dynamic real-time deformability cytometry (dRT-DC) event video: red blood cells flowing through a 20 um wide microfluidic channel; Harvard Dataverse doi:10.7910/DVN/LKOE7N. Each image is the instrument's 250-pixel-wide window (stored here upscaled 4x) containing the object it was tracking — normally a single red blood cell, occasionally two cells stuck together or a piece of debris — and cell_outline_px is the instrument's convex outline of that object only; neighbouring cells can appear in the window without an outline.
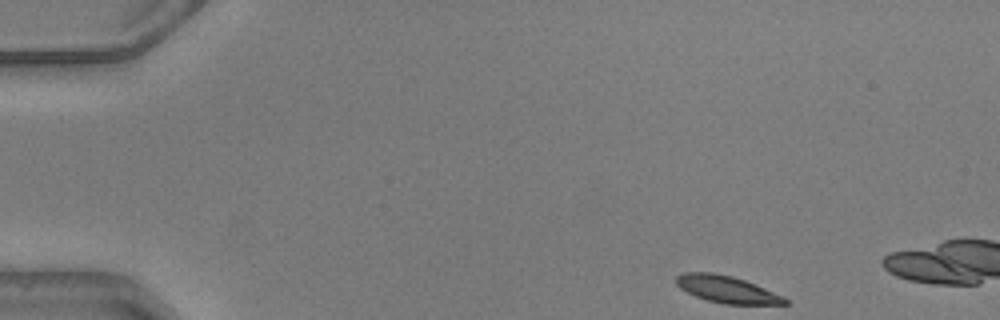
{"species": "common noctule bat (a hibernating species)", "species_latin": "Nyctalus noctula", "temperature_condition": "warm", "stored_images_in_passage": 8, "camera_frame_rate_fps": 3000, "um_per_image_px": 0.085, "animal": {"sex": "male", "body_mass_g": 20.5, "forearm_length_mm": 52.5}, "frame": {"image": 1, "passage_image": 1, "time_ms": 0.0, "image_size_px": [1000, 320], "cell_outline_px": [[788, 304], [724, 304], [708, 300], [696, 296], [680, 288], [676, 284], [676, 276], [680, 272], [712, 272], [732, 276], [744, 280], [784, 296], [788, 300]], "centroid_in_image_um": [61.76, 24.58], "position_along_channel_um": 23.2, "area_um2": 16.99}}